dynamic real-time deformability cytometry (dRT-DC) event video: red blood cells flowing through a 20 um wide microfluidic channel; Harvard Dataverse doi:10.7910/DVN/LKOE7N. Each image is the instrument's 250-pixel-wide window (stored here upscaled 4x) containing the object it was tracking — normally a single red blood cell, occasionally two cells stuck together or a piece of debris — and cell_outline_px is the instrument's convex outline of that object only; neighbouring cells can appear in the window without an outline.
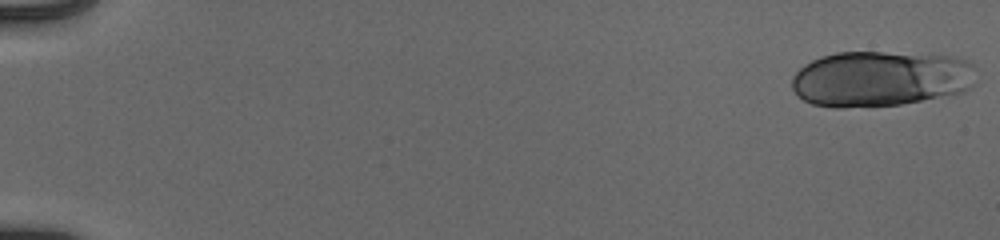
{"species": "human", "species_latin": "Homo sapiens", "temperature_condition": "cold", "stored_images_in_passage": 53, "segment_of_instrument_passage": [1, 2], "camera_frame_rate_fps": 3000, "um_per_image_px": 0.085, "donor": {"sex": "male"}, "frame": {"image": 1, "passage_image": 1, "time_ms": 0.0, "image_size_px": [1000, 240], "cell_outline_px": [[976, 68], [972, 84], [964, 92], [900, 104], [844, 108], [832, 108], [812, 104], [804, 100], [792, 88], [792, 76], [804, 64], [812, 60], [836, 52], [884, 52], [952, 56], [968, 60]], "centroid_in_image_um": [74.84, 6.69], "position_along_channel_um": 10.2, "area_um2": 59.88}}
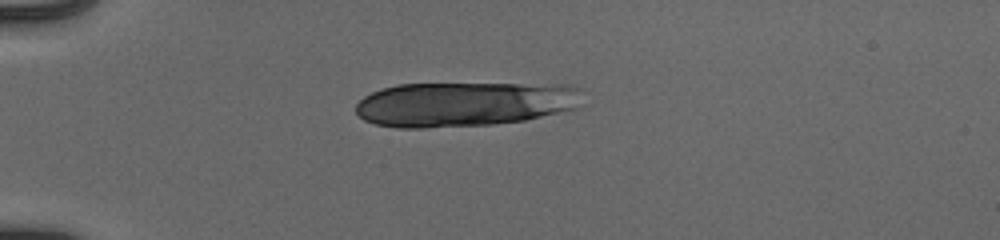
{"frame": {"image": 2, "passage_image": 15, "time_ms": 4.667, "image_size_px": [1000, 240], "cell_outline_px": [[584, 88], [576, 108], [524, 120], [492, 124], [424, 128], [396, 128], [376, 124], [364, 120], [356, 112], [356, 104], [364, 96], [372, 92], [396, 84], [568, 84]], "centroid_in_image_um": [39.47, 8.84], "position_along_channel_um": 45.5, "area_um2": 59.19}}